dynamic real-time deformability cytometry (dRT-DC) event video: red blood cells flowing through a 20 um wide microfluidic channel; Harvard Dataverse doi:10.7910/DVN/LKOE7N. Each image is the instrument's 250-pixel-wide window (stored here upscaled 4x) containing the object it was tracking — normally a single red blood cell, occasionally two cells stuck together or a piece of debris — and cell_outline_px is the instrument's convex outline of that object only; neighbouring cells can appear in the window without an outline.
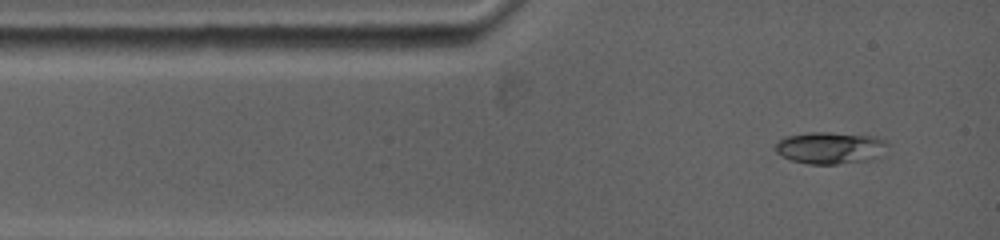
{"species": "common noctule bat (a hibernating species)", "species_latin": "Nyctalus noctula", "temperature_condition": "warm", "stored_images_in_passage": 3, "camera_frame_rate_fps": 5000, "um_per_image_px": 0.085, "animal": {"sex": "female", "body_mass_g": 19.0, "forearm_length_mm": 53.3}, "frame": {"image": 1, "passage_image": 1, "time_ms": 0.0, "image_size_px": [1000, 240], "cell_outline_px": [[888, 144], [868, 160], [836, 164], [808, 164], [792, 160], [776, 152], [776, 144], [784, 136], [812, 132], [828, 132], [872, 136], [888, 140]], "centroid_in_image_um": [70.5, 12.55], "position_along_channel_um": 14.5, "area_um2": 20.35}}
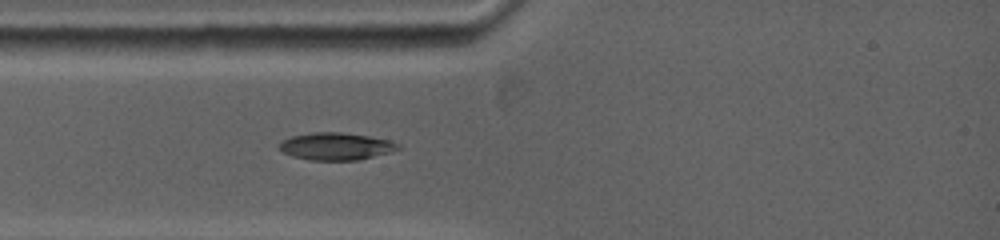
{"frame": {"image": 2, "passage_image": 3, "time_ms": 1.8, "image_size_px": [1000, 240], "cell_outline_px": [[404, 148], [392, 152], [356, 160], [312, 160], [292, 156], [284, 152], [280, 148], [280, 140], [292, 136], [312, 132], [340, 132], [368, 136], [388, 140], [400, 144]], "centroid_in_image_um": [28.59, 12.43], "position_along_channel_um": 56.4, "area_um2": 18.9}}